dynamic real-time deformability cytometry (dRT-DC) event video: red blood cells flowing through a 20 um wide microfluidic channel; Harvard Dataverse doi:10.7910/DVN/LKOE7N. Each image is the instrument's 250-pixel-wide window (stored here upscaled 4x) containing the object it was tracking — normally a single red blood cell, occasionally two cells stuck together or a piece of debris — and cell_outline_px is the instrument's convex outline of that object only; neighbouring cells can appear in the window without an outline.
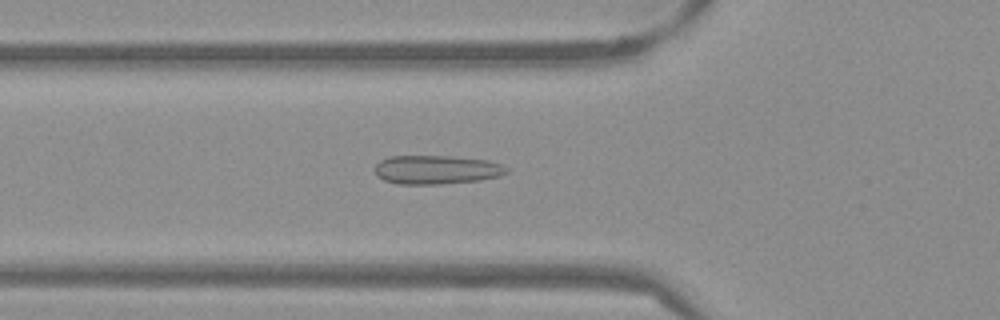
{"species": "Egyptian fruit bat (a non-hibernating species)", "species_latin": "Rousettus aegyptiacus", "temperature_condition": "warm", "stored_images_in_passage": 52, "camera_frame_rate_fps": 3000, "um_per_image_px": 0.085, "frame": {"image": 1, "passage_image": 18, "time_ms": 5.667, "image_size_px": [1000, 320], "cell_outline_px": [[508, 172], [500, 176], [480, 180], [440, 184], [396, 184], [384, 180], [376, 176], [376, 164], [380, 160], [388, 156], [452, 156], [488, 160], [504, 164], [508, 168]], "centroid_in_image_um": [37.12, 14.42], "position_along_channel_um": 88.7, "area_um2": 22.37}}
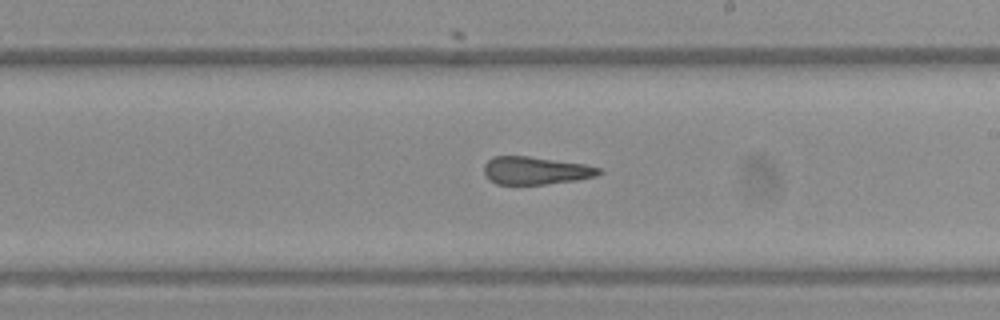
{"frame": {"image": 2, "passage_image": 30, "time_ms": 9.667, "image_size_px": [1000, 320], "cell_outline_px": [[604, 172], [596, 176], [576, 180], [544, 184], [496, 184], [488, 180], [484, 176], [484, 164], [492, 156], [528, 156], [584, 164], [604, 168]], "centroid_in_image_um": [45.53, 14.5], "position_along_channel_um": 243.5, "area_um2": 18.79}}
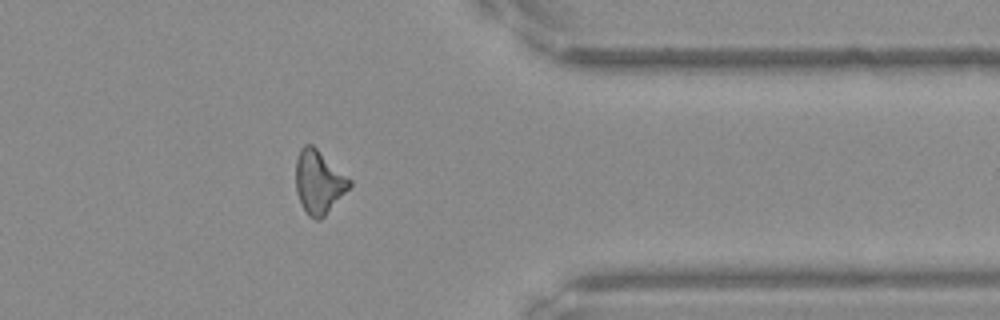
{"frame": {"image": 3, "passage_image": 42, "time_ms": 13.667, "image_size_px": [1000, 320], "cell_outline_px": [[352, 184], [324, 216], [320, 220], [316, 220], [308, 216], [300, 204], [296, 192], [296, 160], [300, 148], [304, 144], [312, 144], [352, 180]], "centroid_in_image_um": [27.07, 15.47], "position_along_channel_um": 384.3, "area_um2": 19.77}, "authors_computed_cell_mechanics": {"area_um2": 20.2878, "velocity_mm_per_s": 3.8504, "shape_relaxation_time_tau1_ms": null, "shape_relaxation_time_tau2_ms": 3.3394, "deformation_change_tau1": null, "deformation_change_tau2": 0.1079}}